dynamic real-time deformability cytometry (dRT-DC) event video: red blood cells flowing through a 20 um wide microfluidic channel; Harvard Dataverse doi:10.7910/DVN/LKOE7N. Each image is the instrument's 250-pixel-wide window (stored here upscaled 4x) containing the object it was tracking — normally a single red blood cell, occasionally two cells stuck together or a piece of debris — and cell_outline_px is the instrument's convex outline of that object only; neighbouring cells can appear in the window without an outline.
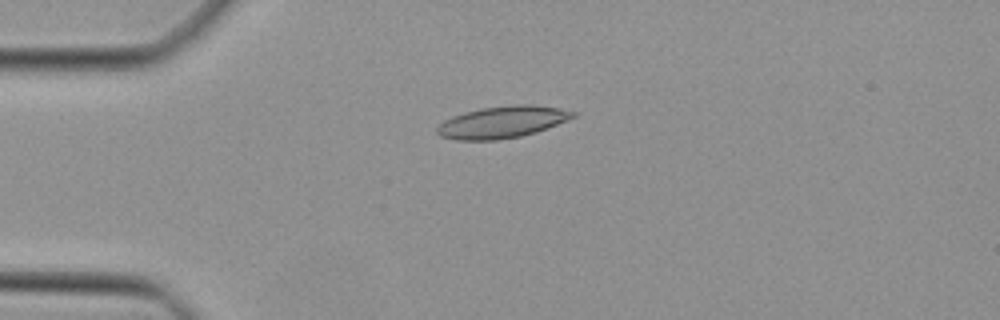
{"species": "Egyptian fruit bat (a non-hibernating species)", "species_latin": "Rousettus aegyptiacus", "temperature_condition": "cold", "stored_images_in_passage": 47, "camera_frame_rate_fps": 3000, "um_per_image_px": 0.085, "animal": {"sex": "female"}, "frame": {"image": 1, "passage_image": 12, "time_ms": 3.667, "image_size_px": [1000, 320], "cell_outline_px": [[576, 116], [568, 120], [536, 132], [520, 136], [496, 140], [456, 140], [440, 136], [436, 132], [436, 128], [444, 120], [452, 116], [464, 112], [480, 108], [512, 104], [528, 104], [560, 108], [576, 112]], "centroid_in_image_um": [42.68, 10.37], "position_along_channel_um": 42.3, "area_um2": 25.32}}
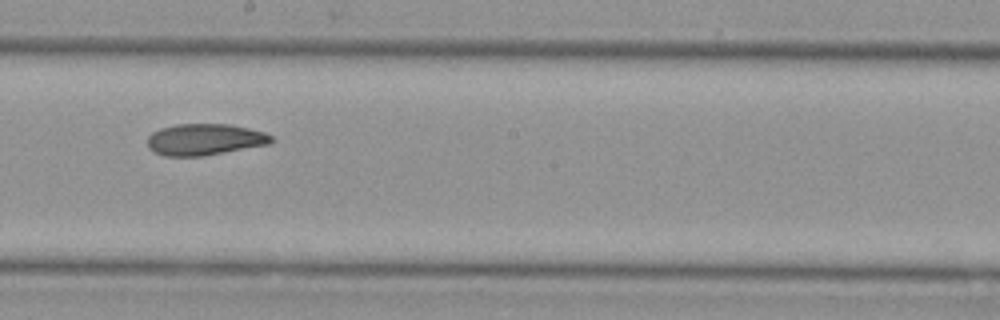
{"frame": {"image": 2, "passage_image": 27, "time_ms": 8.667, "image_size_px": [1000, 320], "cell_outline_px": [[276, 140], [268, 144], [204, 156], [164, 156], [148, 148], [148, 136], [152, 132], [160, 128], [176, 124], [232, 124], [264, 132], [272, 136]], "centroid_in_image_um": [17.4, 11.85], "position_along_channel_um": 230.8, "area_um2": 22.77}}
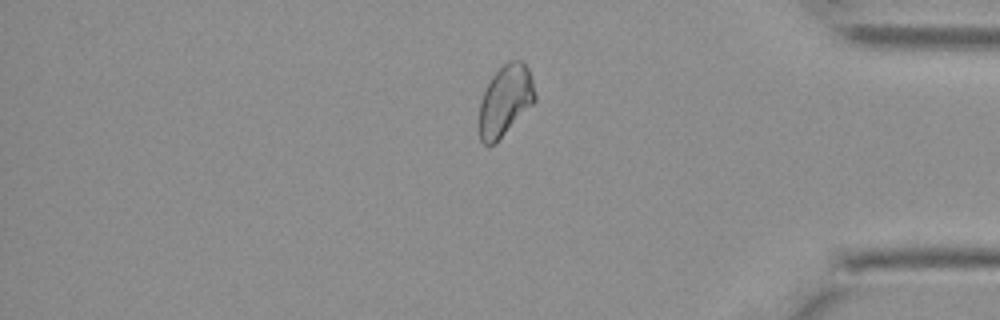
{"frame": {"image": 3, "passage_image": 40, "time_ms": 13.0, "image_size_px": [1000, 320], "cell_outline_px": [[536, 100], [488, 148], [480, 140], [480, 100], [492, 76], [508, 60], [524, 60], [528, 68], [532, 80], [536, 96]], "centroid_in_image_um": [42.95, 8.49], "position_along_channel_um": 392.3, "area_um2": 22.37}}